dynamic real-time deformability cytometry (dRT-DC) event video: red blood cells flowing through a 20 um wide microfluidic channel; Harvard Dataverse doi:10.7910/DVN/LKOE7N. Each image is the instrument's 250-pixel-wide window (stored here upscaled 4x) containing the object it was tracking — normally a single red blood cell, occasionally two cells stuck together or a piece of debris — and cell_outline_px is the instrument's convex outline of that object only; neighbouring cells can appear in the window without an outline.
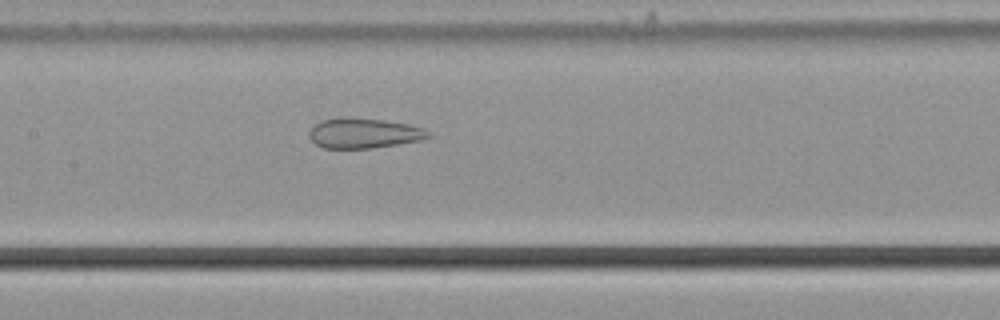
{"species": "common noctule bat (a hibernating species)", "species_latin": "Nyctalus noctula", "temperature_condition": "cold", "stored_images_in_passage": 54, "camera_frame_rate_fps": 3000, "um_per_image_px": 0.085, "animal": {"sex": "male", "body_mass_g": 21.5, "forearm_length_mm": 52.0}, "frame": {"image": 1, "passage_image": 26, "time_ms": 8.333, "image_size_px": [1000, 320], "cell_outline_px": [[432, 136], [420, 140], [372, 148], [324, 148], [316, 144], [308, 136], [308, 132], [320, 120], [340, 116], [344, 116], [384, 120], [408, 124], [424, 128], [432, 132]], "centroid_in_image_um": [30.92, 11.3], "position_along_channel_um": 176.5, "area_um2": 21.1}}
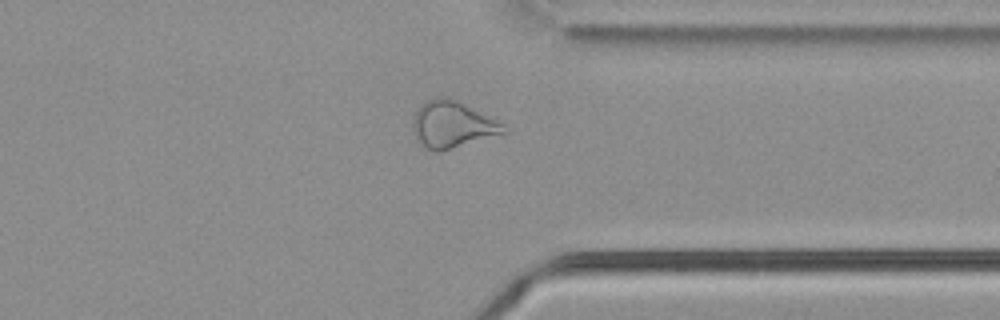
{"frame": {"image": 2, "passage_image": 42, "time_ms": 13.667, "image_size_px": [1000, 320], "cell_outline_px": [[508, 132], [440, 152], [432, 152], [416, 140], [412, 128], [412, 124], [416, 108], [420, 104], [436, 96], [448, 96], [460, 100], [504, 124], [508, 128]], "centroid_in_image_um": [38.43, 10.56], "position_along_channel_um": 373.0, "area_um2": 25.26}}
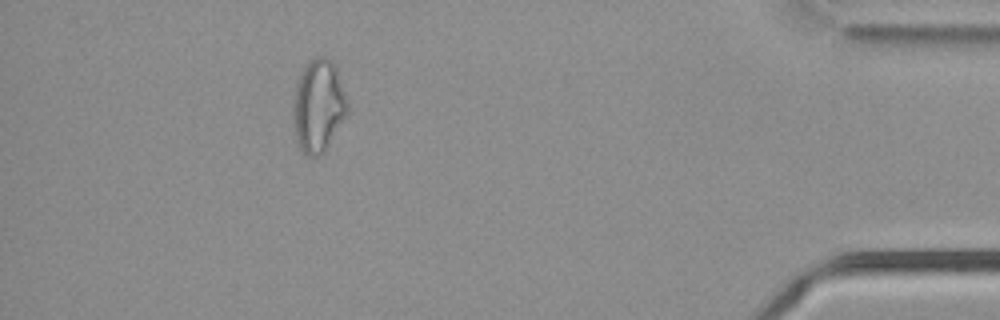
{"frame": {"image": 3, "passage_image": 49, "time_ms": 16.0, "image_size_px": [1000, 320], "cell_outline_px": [[348, 112], [324, 152], [320, 156], [308, 156], [300, 148], [296, 140], [292, 120], [292, 108], [296, 84], [308, 60], [316, 56], [324, 56], [332, 60], [336, 68], [348, 100]], "centroid_in_image_um": [27.05, 8.99], "position_along_channel_um": 408.1, "area_um2": 29.48}, "authors_computed_cell_mechanics": {"area_um2": 27.1371, "velocity_mm_per_s": 3.723, "shape_relaxation_time_tau1_ms": null, "shape_relaxation_time_tau2_ms": 1.9968, "deformation_change_tau1": null, "deformation_change_tau2": 0.1085}}